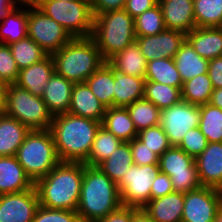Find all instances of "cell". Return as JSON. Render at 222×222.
Wrapping results in <instances>:
<instances>
[{
  "mask_svg": "<svg viewBox=\"0 0 222 222\" xmlns=\"http://www.w3.org/2000/svg\"><path fill=\"white\" fill-rule=\"evenodd\" d=\"M16 4L13 0H0V18L12 10Z\"/></svg>",
  "mask_w": 222,
  "mask_h": 222,
  "instance_id": "obj_53",
  "label": "cell"
},
{
  "mask_svg": "<svg viewBox=\"0 0 222 222\" xmlns=\"http://www.w3.org/2000/svg\"><path fill=\"white\" fill-rule=\"evenodd\" d=\"M9 84L5 81H0V114L4 113L6 107L7 91Z\"/></svg>",
  "mask_w": 222,
  "mask_h": 222,
  "instance_id": "obj_51",
  "label": "cell"
},
{
  "mask_svg": "<svg viewBox=\"0 0 222 222\" xmlns=\"http://www.w3.org/2000/svg\"><path fill=\"white\" fill-rule=\"evenodd\" d=\"M18 69H24L45 59L48 54L30 37L8 45Z\"/></svg>",
  "mask_w": 222,
  "mask_h": 222,
  "instance_id": "obj_35",
  "label": "cell"
},
{
  "mask_svg": "<svg viewBox=\"0 0 222 222\" xmlns=\"http://www.w3.org/2000/svg\"><path fill=\"white\" fill-rule=\"evenodd\" d=\"M74 83L54 72L44 88L42 100L54 116L68 113Z\"/></svg>",
  "mask_w": 222,
  "mask_h": 222,
  "instance_id": "obj_20",
  "label": "cell"
},
{
  "mask_svg": "<svg viewBox=\"0 0 222 222\" xmlns=\"http://www.w3.org/2000/svg\"><path fill=\"white\" fill-rule=\"evenodd\" d=\"M122 143L123 141L113 133L108 132L103 126H100L96 132L88 159L84 164L87 166H97L103 160L107 159Z\"/></svg>",
  "mask_w": 222,
  "mask_h": 222,
  "instance_id": "obj_33",
  "label": "cell"
},
{
  "mask_svg": "<svg viewBox=\"0 0 222 222\" xmlns=\"http://www.w3.org/2000/svg\"><path fill=\"white\" fill-rule=\"evenodd\" d=\"M207 139L199 127L189 130L178 147L193 158L198 157L207 146Z\"/></svg>",
  "mask_w": 222,
  "mask_h": 222,
  "instance_id": "obj_44",
  "label": "cell"
},
{
  "mask_svg": "<svg viewBox=\"0 0 222 222\" xmlns=\"http://www.w3.org/2000/svg\"><path fill=\"white\" fill-rule=\"evenodd\" d=\"M196 27H222V0H193Z\"/></svg>",
  "mask_w": 222,
  "mask_h": 222,
  "instance_id": "obj_39",
  "label": "cell"
},
{
  "mask_svg": "<svg viewBox=\"0 0 222 222\" xmlns=\"http://www.w3.org/2000/svg\"><path fill=\"white\" fill-rule=\"evenodd\" d=\"M91 37L107 61L136 41L134 18L124 9L99 14L94 17Z\"/></svg>",
  "mask_w": 222,
  "mask_h": 222,
  "instance_id": "obj_5",
  "label": "cell"
},
{
  "mask_svg": "<svg viewBox=\"0 0 222 222\" xmlns=\"http://www.w3.org/2000/svg\"><path fill=\"white\" fill-rule=\"evenodd\" d=\"M134 164L138 166L158 164L159 156L146 147L137 137L129 142Z\"/></svg>",
  "mask_w": 222,
  "mask_h": 222,
  "instance_id": "obj_45",
  "label": "cell"
},
{
  "mask_svg": "<svg viewBox=\"0 0 222 222\" xmlns=\"http://www.w3.org/2000/svg\"><path fill=\"white\" fill-rule=\"evenodd\" d=\"M4 113L30 130H49L53 121V115L42 97L34 96L15 84H9Z\"/></svg>",
  "mask_w": 222,
  "mask_h": 222,
  "instance_id": "obj_8",
  "label": "cell"
},
{
  "mask_svg": "<svg viewBox=\"0 0 222 222\" xmlns=\"http://www.w3.org/2000/svg\"><path fill=\"white\" fill-rule=\"evenodd\" d=\"M186 40L204 59L222 56V27H195L186 34Z\"/></svg>",
  "mask_w": 222,
  "mask_h": 222,
  "instance_id": "obj_23",
  "label": "cell"
},
{
  "mask_svg": "<svg viewBox=\"0 0 222 222\" xmlns=\"http://www.w3.org/2000/svg\"><path fill=\"white\" fill-rule=\"evenodd\" d=\"M184 206V193L172 192L150 200L142 210L154 222H181Z\"/></svg>",
  "mask_w": 222,
  "mask_h": 222,
  "instance_id": "obj_21",
  "label": "cell"
},
{
  "mask_svg": "<svg viewBox=\"0 0 222 222\" xmlns=\"http://www.w3.org/2000/svg\"><path fill=\"white\" fill-rule=\"evenodd\" d=\"M145 82L144 78L114 71L113 107H127L144 98Z\"/></svg>",
  "mask_w": 222,
  "mask_h": 222,
  "instance_id": "obj_25",
  "label": "cell"
},
{
  "mask_svg": "<svg viewBox=\"0 0 222 222\" xmlns=\"http://www.w3.org/2000/svg\"><path fill=\"white\" fill-rule=\"evenodd\" d=\"M24 8L23 6L22 8L21 6H15L0 18V43L9 45L10 43L17 42L28 36V8L25 6Z\"/></svg>",
  "mask_w": 222,
  "mask_h": 222,
  "instance_id": "obj_29",
  "label": "cell"
},
{
  "mask_svg": "<svg viewBox=\"0 0 222 222\" xmlns=\"http://www.w3.org/2000/svg\"><path fill=\"white\" fill-rule=\"evenodd\" d=\"M51 56L55 72L74 84L85 82L105 62L92 37L72 38Z\"/></svg>",
  "mask_w": 222,
  "mask_h": 222,
  "instance_id": "obj_4",
  "label": "cell"
},
{
  "mask_svg": "<svg viewBox=\"0 0 222 222\" xmlns=\"http://www.w3.org/2000/svg\"><path fill=\"white\" fill-rule=\"evenodd\" d=\"M213 90L212 82L206 73L183 82L181 98L182 101L200 106L210 102Z\"/></svg>",
  "mask_w": 222,
  "mask_h": 222,
  "instance_id": "obj_34",
  "label": "cell"
},
{
  "mask_svg": "<svg viewBox=\"0 0 222 222\" xmlns=\"http://www.w3.org/2000/svg\"><path fill=\"white\" fill-rule=\"evenodd\" d=\"M101 126L123 142H130L138 135L126 107L106 108Z\"/></svg>",
  "mask_w": 222,
  "mask_h": 222,
  "instance_id": "obj_28",
  "label": "cell"
},
{
  "mask_svg": "<svg viewBox=\"0 0 222 222\" xmlns=\"http://www.w3.org/2000/svg\"><path fill=\"white\" fill-rule=\"evenodd\" d=\"M166 29L191 32L195 27L193 0H158Z\"/></svg>",
  "mask_w": 222,
  "mask_h": 222,
  "instance_id": "obj_17",
  "label": "cell"
},
{
  "mask_svg": "<svg viewBox=\"0 0 222 222\" xmlns=\"http://www.w3.org/2000/svg\"><path fill=\"white\" fill-rule=\"evenodd\" d=\"M83 173V162L58 163L45 177L34 183L40 205L77 211Z\"/></svg>",
  "mask_w": 222,
  "mask_h": 222,
  "instance_id": "obj_1",
  "label": "cell"
},
{
  "mask_svg": "<svg viewBox=\"0 0 222 222\" xmlns=\"http://www.w3.org/2000/svg\"><path fill=\"white\" fill-rule=\"evenodd\" d=\"M27 34L48 55L60 50L73 38L66 29L37 7H28Z\"/></svg>",
  "mask_w": 222,
  "mask_h": 222,
  "instance_id": "obj_11",
  "label": "cell"
},
{
  "mask_svg": "<svg viewBox=\"0 0 222 222\" xmlns=\"http://www.w3.org/2000/svg\"><path fill=\"white\" fill-rule=\"evenodd\" d=\"M159 169L171 178L175 192L186 193L199 189V179L195 158L178 146H171L159 157Z\"/></svg>",
  "mask_w": 222,
  "mask_h": 222,
  "instance_id": "obj_9",
  "label": "cell"
},
{
  "mask_svg": "<svg viewBox=\"0 0 222 222\" xmlns=\"http://www.w3.org/2000/svg\"><path fill=\"white\" fill-rule=\"evenodd\" d=\"M105 111L106 108L91 92L86 82L74 84L68 113L102 123Z\"/></svg>",
  "mask_w": 222,
  "mask_h": 222,
  "instance_id": "obj_19",
  "label": "cell"
},
{
  "mask_svg": "<svg viewBox=\"0 0 222 222\" xmlns=\"http://www.w3.org/2000/svg\"><path fill=\"white\" fill-rule=\"evenodd\" d=\"M174 192L171 178L163 172H159L153 180L150 200L163 197Z\"/></svg>",
  "mask_w": 222,
  "mask_h": 222,
  "instance_id": "obj_46",
  "label": "cell"
},
{
  "mask_svg": "<svg viewBox=\"0 0 222 222\" xmlns=\"http://www.w3.org/2000/svg\"><path fill=\"white\" fill-rule=\"evenodd\" d=\"M159 172V164H132L117 184L122 205L142 209L150 201L152 183Z\"/></svg>",
  "mask_w": 222,
  "mask_h": 222,
  "instance_id": "obj_10",
  "label": "cell"
},
{
  "mask_svg": "<svg viewBox=\"0 0 222 222\" xmlns=\"http://www.w3.org/2000/svg\"><path fill=\"white\" fill-rule=\"evenodd\" d=\"M16 6L36 7L42 0H13ZM19 3V4H18Z\"/></svg>",
  "mask_w": 222,
  "mask_h": 222,
  "instance_id": "obj_55",
  "label": "cell"
},
{
  "mask_svg": "<svg viewBox=\"0 0 222 222\" xmlns=\"http://www.w3.org/2000/svg\"><path fill=\"white\" fill-rule=\"evenodd\" d=\"M93 16L106 13L108 11L123 10L126 0H88Z\"/></svg>",
  "mask_w": 222,
  "mask_h": 222,
  "instance_id": "obj_47",
  "label": "cell"
},
{
  "mask_svg": "<svg viewBox=\"0 0 222 222\" xmlns=\"http://www.w3.org/2000/svg\"><path fill=\"white\" fill-rule=\"evenodd\" d=\"M136 37L157 35L166 29L159 4L134 18Z\"/></svg>",
  "mask_w": 222,
  "mask_h": 222,
  "instance_id": "obj_40",
  "label": "cell"
},
{
  "mask_svg": "<svg viewBox=\"0 0 222 222\" xmlns=\"http://www.w3.org/2000/svg\"><path fill=\"white\" fill-rule=\"evenodd\" d=\"M33 222H83L76 211L64 209H50L39 205Z\"/></svg>",
  "mask_w": 222,
  "mask_h": 222,
  "instance_id": "obj_42",
  "label": "cell"
},
{
  "mask_svg": "<svg viewBox=\"0 0 222 222\" xmlns=\"http://www.w3.org/2000/svg\"><path fill=\"white\" fill-rule=\"evenodd\" d=\"M200 122V106L185 101L165 108L160 112V126L172 146H178L184 135L198 127Z\"/></svg>",
  "mask_w": 222,
  "mask_h": 222,
  "instance_id": "obj_12",
  "label": "cell"
},
{
  "mask_svg": "<svg viewBox=\"0 0 222 222\" xmlns=\"http://www.w3.org/2000/svg\"><path fill=\"white\" fill-rule=\"evenodd\" d=\"M138 210V208L121 205L118 209L96 222H132L133 216Z\"/></svg>",
  "mask_w": 222,
  "mask_h": 222,
  "instance_id": "obj_48",
  "label": "cell"
},
{
  "mask_svg": "<svg viewBox=\"0 0 222 222\" xmlns=\"http://www.w3.org/2000/svg\"><path fill=\"white\" fill-rule=\"evenodd\" d=\"M39 205L34 186L26 191L0 194V222H33Z\"/></svg>",
  "mask_w": 222,
  "mask_h": 222,
  "instance_id": "obj_14",
  "label": "cell"
},
{
  "mask_svg": "<svg viewBox=\"0 0 222 222\" xmlns=\"http://www.w3.org/2000/svg\"><path fill=\"white\" fill-rule=\"evenodd\" d=\"M54 72L53 58L48 55L42 61L19 70L18 78L14 84L28 90L34 96L42 97L44 88Z\"/></svg>",
  "mask_w": 222,
  "mask_h": 222,
  "instance_id": "obj_18",
  "label": "cell"
},
{
  "mask_svg": "<svg viewBox=\"0 0 222 222\" xmlns=\"http://www.w3.org/2000/svg\"><path fill=\"white\" fill-rule=\"evenodd\" d=\"M198 127L207 142H222V110L210 103L200 105Z\"/></svg>",
  "mask_w": 222,
  "mask_h": 222,
  "instance_id": "obj_38",
  "label": "cell"
},
{
  "mask_svg": "<svg viewBox=\"0 0 222 222\" xmlns=\"http://www.w3.org/2000/svg\"><path fill=\"white\" fill-rule=\"evenodd\" d=\"M122 205L118 185L97 166L84 164L77 213L83 222H96Z\"/></svg>",
  "mask_w": 222,
  "mask_h": 222,
  "instance_id": "obj_3",
  "label": "cell"
},
{
  "mask_svg": "<svg viewBox=\"0 0 222 222\" xmlns=\"http://www.w3.org/2000/svg\"><path fill=\"white\" fill-rule=\"evenodd\" d=\"M173 59L183 82L208 73L209 60L201 57L187 40Z\"/></svg>",
  "mask_w": 222,
  "mask_h": 222,
  "instance_id": "obj_27",
  "label": "cell"
},
{
  "mask_svg": "<svg viewBox=\"0 0 222 222\" xmlns=\"http://www.w3.org/2000/svg\"><path fill=\"white\" fill-rule=\"evenodd\" d=\"M209 103L222 110V88L213 90Z\"/></svg>",
  "mask_w": 222,
  "mask_h": 222,
  "instance_id": "obj_52",
  "label": "cell"
},
{
  "mask_svg": "<svg viewBox=\"0 0 222 222\" xmlns=\"http://www.w3.org/2000/svg\"><path fill=\"white\" fill-rule=\"evenodd\" d=\"M132 222H154L142 209H139L133 216Z\"/></svg>",
  "mask_w": 222,
  "mask_h": 222,
  "instance_id": "obj_54",
  "label": "cell"
},
{
  "mask_svg": "<svg viewBox=\"0 0 222 222\" xmlns=\"http://www.w3.org/2000/svg\"><path fill=\"white\" fill-rule=\"evenodd\" d=\"M15 156L33 183L61 162L50 130H30Z\"/></svg>",
  "mask_w": 222,
  "mask_h": 222,
  "instance_id": "obj_6",
  "label": "cell"
},
{
  "mask_svg": "<svg viewBox=\"0 0 222 222\" xmlns=\"http://www.w3.org/2000/svg\"><path fill=\"white\" fill-rule=\"evenodd\" d=\"M186 40V34L181 31L165 29L157 35L136 37V42L147 62L159 59H173Z\"/></svg>",
  "mask_w": 222,
  "mask_h": 222,
  "instance_id": "obj_15",
  "label": "cell"
},
{
  "mask_svg": "<svg viewBox=\"0 0 222 222\" xmlns=\"http://www.w3.org/2000/svg\"><path fill=\"white\" fill-rule=\"evenodd\" d=\"M134 164L129 142H123L111 155L97 165L114 183L118 184L123 174Z\"/></svg>",
  "mask_w": 222,
  "mask_h": 222,
  "instance_id": "obj_31",
  "label": "cell"
},
{
  "mask_svg": "<svg viewBox=\"0 0 222 222\" xmlns=\"http://www.w3.org/2000/svg\"><path fill=\"white\" fill-rule=\"evenodd\" d=\"M145 80L177 87L180 90L183 86V81L176 68L174 59L170 58H159L149 61L146 67Z\"/></svg>",
  "mask_w": 222,
  "mask_h": 222,
  "instance_id": "obj_32",
  "label": "cell"
},
{
  "mask_svg": "<svg viewBox=\"0 0 222 222\" xmlns=\"http://www.w3.org/2000/svg\"><path fill=\"white\" fill-rule=\"evenodd\" d=\"M222 206V190L201 186L184 193L181 222H213Z\"/></svg>",
  "mask_w": 222,
  "mask_h": 222,
  "instance_id": "obj_13",
  "label": "cell"
},
{
  "mask_svg": "<svg viewBox=\"0 0 222 222\" xmlns=\"http://www.w3.org/2000/svg\"><path fill=\"white\" fill-rule=\"evenodd\" d=\"M73 37H91L94 16L88 0H42L37 6Z\"/></svg>",
  "mask_w": 222,
  "mask_h": 222,
  "instance_id": "obj_7",
  "label": "cell"
},
{
  "mask_svg": "<svg viewBox=\"0 0 222 222\" xmlns=\"http://www.w3.org/2000/svg\"><path fill=\"white\" fill-rule=\"evenodd\" d=\"M33 186L16 156L0 157V194L26 191Z\"/></svg>",
  "mask_w": 222,
  "mask_h": 222,
  "instance_id": "obj_22",
  "label": "cell"
},
{
  "mask_svg": "<svg viewBox=\"0 0 222 222\" xmlns=\"http://www.w3.org/2000/svg\"><path fill=\"white\" fill-rule=\"evenodd\" d=\"M107 63L114 71L145 79L148 62L136 41L115 53Z\"/></svg>",
  "mask_w": 222,
  "mask_h": 222,
  "instance_id": "obj_24",
  "label": "cell"
},
{
  "mask_svg": "<svg viewBox=\"0 0 222 222\" xmlns=\"http://www.w3.org/2000/svg\"><path fill=\"white\" fill-rule=\"evenodd\" d=\"M19 69L12 56L10 47L0 43V80L14 84L18 78Z\"/></svg>",
  "mask_w": 222,
  "mask_h": 222,
  "instance_id": "obj_43",
  "label": "cell"
},
{
  "mask_svg": "<svg viewBox=\"0 0 222 222\" xmlns=\"http://www.w3.org/2000/svg\"><path fill=\"white\" fill-rule=\"evenodd\" d=\"M126 108L138 132L160 124L161 110L145 98L138 99Z\"/></svg>",
  "mask_w": 222,
  "mask_h": 222,
  "instance_id": "obj_36",
  "label": "cell"
},
{
  "mask_svg": "<svg viewBox=\"0 0 222 222\" xmlns=\"http://www.w3.org/2000/svg\"><path fill=\"white\" fill-rule=\"evenodd\" d=\"M137 138L159 157L172 146L160 125L141 130Z\"/></svg>",
  "mask_w": 222,
  "mask_h": 222,
  "instance_id": "obj_41",
  "label": "cell"
},
{
  "mask_svg": "<svg viewBox=\"0 0 222 222\" xmlns=\"http://www.w3.org/2000/svg\"><path fill=\"white\" fill-rule=\"evenodd\" d=\"M101 122L64 113L53 117L50 131L61 162H85Z\"/></svg>",
  "mask_w": 222,
  "mask_h": 222,
  "instance_id": "obj_2",
  "label": "cell"
},
{
  "mask_svg": "<svg viewBox=\"0 0 222 222\" xmlns=\"http://www.w3.org/2000/svg\"><path fill=\"white\" fill-rule=\"evenodd\" d=\"M105 108L113 107L114 69L105 61L85 81Z\"/></svg>",
  "mask_w": 222,
  "mask_h": 222,
  "instance_id": "obj_30",
  "label": "cell"
},
{
  "mask_svg": "<svg viewBox=\"0 0 222 222\" xmlns=\"http://www.w3.org/2000/svg\"><path fill=\"white\" fill-rule=\"evenodd\" d=\"M158 4V0H126L124 10L133 18Z\"/></svg>",
  "mask_w": 222,
  "mask_h": 222,
  "instance_id": "obj_49",
  "label": "cell"
},
{
  "mask_svg": "<svg viewBox=\"0 0 222 222\" xmlns=\"http://www.w3.org/2000/svg\"><path fill=\"white\" fill-rule=\"evenodd\" d=\"M144 98L152 102L159 110L169 108L182 100L179 88L154 81L145 82Z\"/></svg>",
  "mask_w": 222,
  "mask_h": 222,
  "instance_id": "obj_37",
  "label": "cell"
},
{
  "mask_svg": "<svg viewBox=\"0 0 222 222\" xmlns=\"http://www.w3.org/2000/svg\"><path fill=\"white\" fill-rule=\"evenodd\" d=\"M195 164L202 186L222 190V142H208Z\"/></svg>",
  "mask_w": 222,
  "mask_h": 222,
  "instance_id": "obj_16",
  "label": "cell"
},
{
  "mask_svg": "<svg viewBox=\"0 0 222 222\" xmlns=\"http://www.w3.org/2000/svg\"><path fill=\"white\" fill-rule=\"evenodd\" d=\"M208 75L213 88H222V56L209 60Z\"/></svg>",
  "mask_w": 222,
  "mask_h": 222,
  "instance_id": "obj_50",
  "label": "cell"
},
{
  "mask_svg": "<svg viewBox=\"0 0 222 222\" xmlns=\"http://www.w3.org/2000/svg\"><path fill=\"white\" fill-rule=\"evenodd\" d=\"M30 129L17 119L0 114V157L15 156Z\"/></svg>",
  "mask_w": 222,
  "mask_h": 222,
  "instance_id": "obj_26",
  "label": "cell"
},
{
  "mask_svg": "<svg viewBox=\"0 0 222 222\" xmlns=\"http://www.w3.org/2000/svg\"><path fill=\"white\" fill-rule=\"evenodd\" d=\"M213 222H222V206L216 212L215 218Z\"/></svg>",
  "mask_w": 222,
  "mask_h": 222,
  "instance_id": "obj_56",
  "label": "cell"
}]
</instances>
